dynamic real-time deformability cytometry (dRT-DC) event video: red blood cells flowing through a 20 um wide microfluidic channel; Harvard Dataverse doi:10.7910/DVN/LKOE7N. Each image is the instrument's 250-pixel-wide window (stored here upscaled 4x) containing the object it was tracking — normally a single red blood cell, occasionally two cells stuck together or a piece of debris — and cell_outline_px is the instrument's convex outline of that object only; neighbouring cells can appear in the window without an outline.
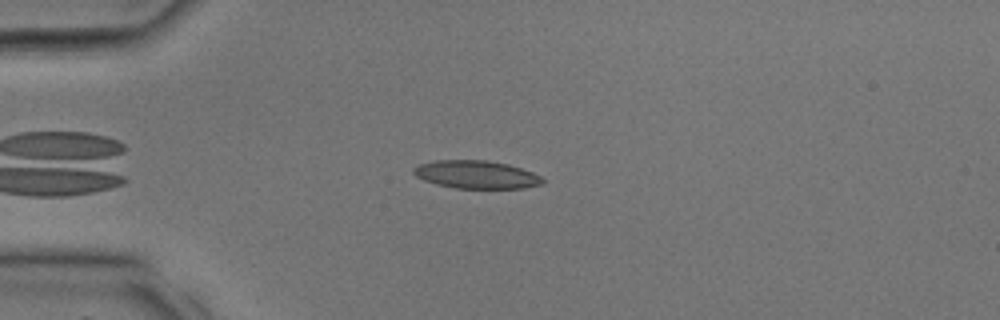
{"species": "common noctule bat (a hibernating species)", "species_latin": "Nyctalus noctula", "temperature_condition": "room temperature", "stored_images_in_passage": 8, "camera_frame_rate_fps": 3000, "um_per_image_px": 0.085, "animal": {"sex": "male", "body_mass_g": 17.9, "forearm_length_mm": 54.2}, "frame": {"image": 1, "passage_image": 1, "time_ms": 0.0, "image_size_px": [1000, 320], "cell_outline_px": [[544, 184], [524, 188], [456, 188], [436, 184], [424, 180], [416, 176], [412, 172], [412, 168], [416, 164], [432, 160], [488, 160], [508, 164], [532, 172], [540, 176], [544, 180]], "centroid_in_image_um": [40.45, 14.83], "position_along_channel_um": 44.6, "area_um2": 21.21}}
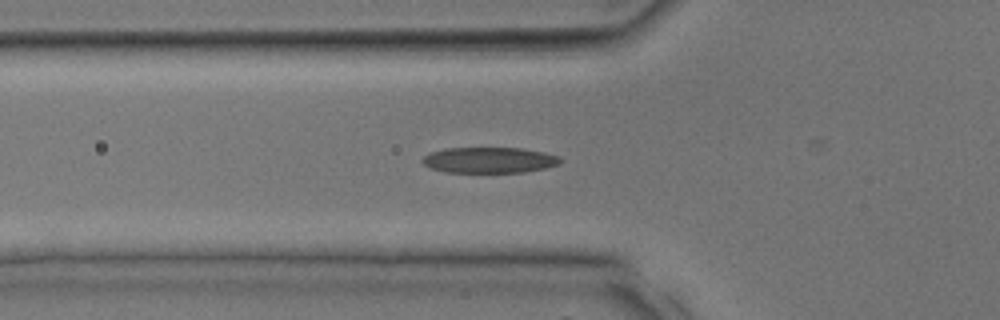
{"frame": {"image": 2, "passage_image": 4, "time_ms": 1.0, "image_size_px": [1000, 320], "cell_outline_px": [[560, 164], [544, 168], [524, 172], [444, 172], [432, 168], [424, 164], [420, 160], [428, 152], [444, 148], [520, 148], [544, 152], [560, 156]], "centroid_in_image_um": [41.56, 13.6], "position_along_channel_um": 84.2, "area_um2": 20.75}}
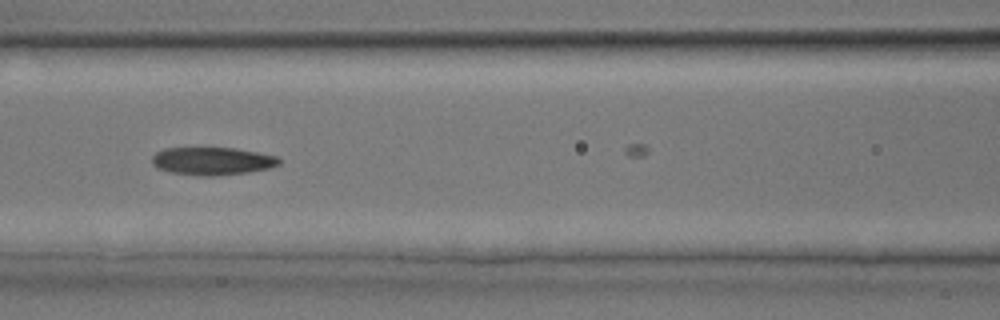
{"frame": {"image": 3, "passage_image": 7, "time_ms": 2.0, "image_size_px": [1000, 320], "cell_outline_px": [[280, 164], [268, 168], [248, 172], [212, 176], [200, 176], [172, 172], [156, 168], [152, 164], [152, 156], [156, 152], [164, 148], [236, 148], [276, 156], [280, 160]], "centroid_in_image_um": [18.01, 13.69], "position_along_channel_um": 148.6, "area_um2": 20.52}}